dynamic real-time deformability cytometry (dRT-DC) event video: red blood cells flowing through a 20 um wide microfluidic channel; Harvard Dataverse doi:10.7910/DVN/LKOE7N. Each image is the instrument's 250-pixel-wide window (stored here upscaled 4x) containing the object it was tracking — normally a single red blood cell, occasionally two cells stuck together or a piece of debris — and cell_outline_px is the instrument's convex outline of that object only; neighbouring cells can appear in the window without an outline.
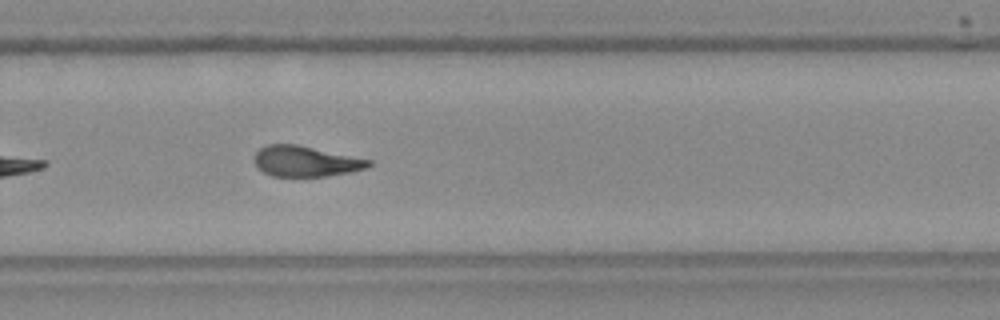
{"species": "Egyptian fruit bat (a non-hibernating species)", "species_latin": "Rousettus aegyptiacus", "temperature_condition": "room temperature", "stored_images_in_passage": 23, "camera_frame_rate_fps": 3000, "um_per_image_px": 0.085, "frame": {"image": 1, "passage_image": 20, "time_ms": 6.333, "image_size_px": [1000, 320], "cell_outline_px": [[372, 164], [368, 168], [352, 172], [324, 176], [272, 176], [264, 172], [252, 160], [256, 152], [260, 148], [268, 144], [296, 144], [372, 160]], "centroid_in_image_um": [25.99, 13.71], "position_along_channel_um": 303.8, "area_um2": 20.35}}